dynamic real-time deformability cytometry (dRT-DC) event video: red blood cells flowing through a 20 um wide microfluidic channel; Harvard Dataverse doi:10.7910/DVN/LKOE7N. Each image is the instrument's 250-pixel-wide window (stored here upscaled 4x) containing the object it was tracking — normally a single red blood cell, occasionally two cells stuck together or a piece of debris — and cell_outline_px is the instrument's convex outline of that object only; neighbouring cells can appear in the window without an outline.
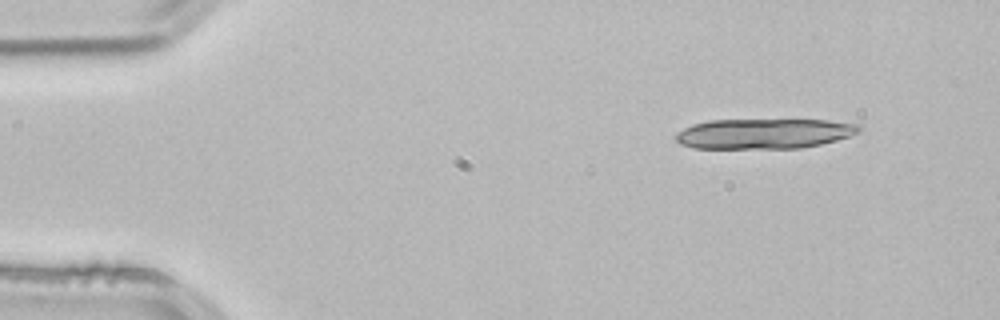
{"species": "common noctule bat (a hibernating species)", "species_latin": "Nyctalus noctula", "temperature_condition": "room temperature", "stored_images_in_passage": 4, "camera_frame_rate_fps": 3000, "um_per_image_px": 0.085, "animal": {"sex": "male", "body_mass_g": 21.5, "forearm_length_mm": 52.0}, "frame": {"image": 1, "passage_image": 1, "time_ms": 0.0, "image_size_px": [1000, 320], "cell_outline_px": [[860, 132], [836, 140], [820, 144], [800, 148], [692, 148], [680, 144], [676, 140], [676, 132], [692, 124], [708, 120], [828, 120], [860, 124]], "centroid_in_image_um": [64.92, 11.35], "position_along_channel_um": 20.1, "area_um2": 32.19}}